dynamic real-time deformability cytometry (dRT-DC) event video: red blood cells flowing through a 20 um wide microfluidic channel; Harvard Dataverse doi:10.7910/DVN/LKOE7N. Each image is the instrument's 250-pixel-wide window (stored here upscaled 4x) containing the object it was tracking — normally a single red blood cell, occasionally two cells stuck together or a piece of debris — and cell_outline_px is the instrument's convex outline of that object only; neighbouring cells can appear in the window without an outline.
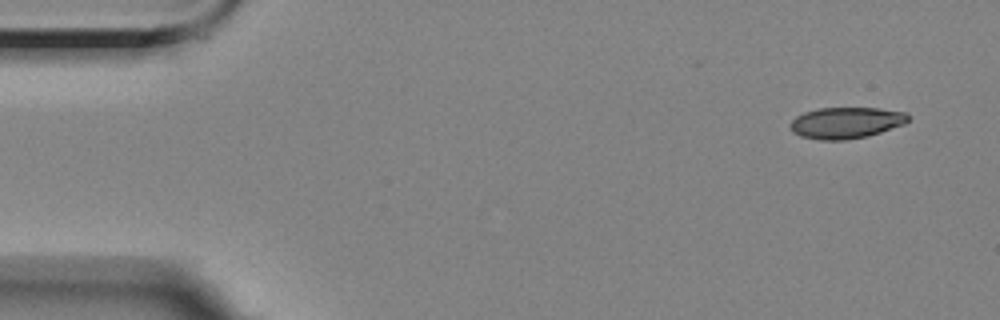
{"species": "Egyptian fruit bat (a non-hibernating species)", "species_latin": "Rousettus aegyptiacus", "temperature_condition": "room temperature", "stored_images_in_passage": 8, "camera_frame_rate_fps": 3000, "um_per_image_px": 0.085, "animal": {"sex": "female"}, "frame": {"image": 1, "passage_image": 1, "time_ms": 0.0, "image_size_px": [1000, 320], "cell_outline_px": [[908, 120], [904, 124], [868, 136], [844, 140], [820, 140], [800, 136], [792, 132], [788, 124], [796, 116], [804, 112], [820, 108], [876, 108], [908, 112]], "centroid_in_image_um": [71.88, 10.44], "position_along_channel_um": 13.1, "area_um2": 21.56}}
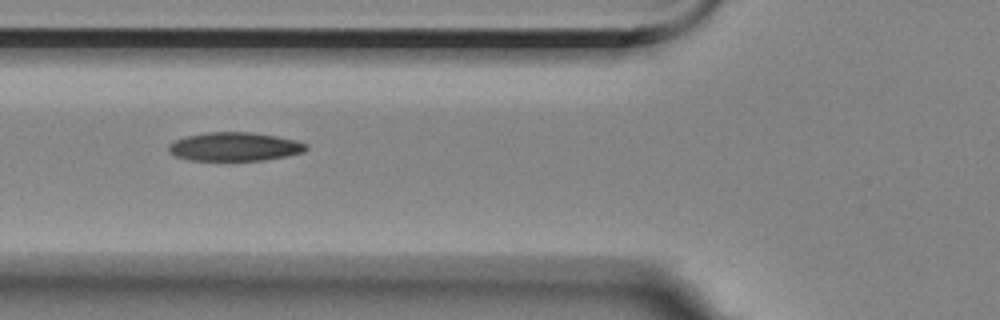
{"frame": {"image": 2, "passage_image": 6, "time_ms": 5.667, "image_size_px": [1000, 320], "cell_outline_px": [[308, 148], [304, 152], [288, 156], [264, 160], [188, 160], [176, 156], [168, 152], [168, 144], [184, 136], [208, 132], [252, 132], [276, 136], [296, 140], [308, 144]], "centroid_in_image_um": [19.95, 12.46], "position_along_channel_um": 105.9, "area_um2": 23.12}}
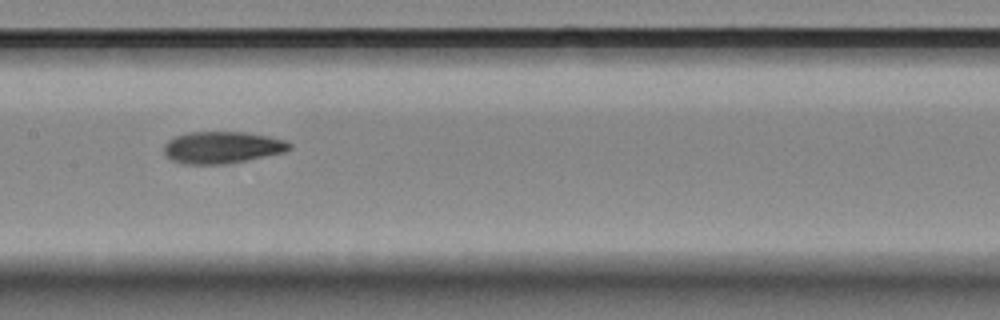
{"frame": {"image": 3, "passage_image": 8, "time_ms": 8.0, "image_size_px": [1000, 320], "cell_outline_px": [[292, 148], [284, 152], [224, 164], [184, 164], [172, 160], [164, 152], [164, 144], [168, 140], [176, 136], [188, 132], [244, 132], [268, 136], [284, 140], [292, 144]], "centroid_in_image_um": [18.87, 12.52], "position_along_channel_um": 188.5, "area_um2": 23.12}}